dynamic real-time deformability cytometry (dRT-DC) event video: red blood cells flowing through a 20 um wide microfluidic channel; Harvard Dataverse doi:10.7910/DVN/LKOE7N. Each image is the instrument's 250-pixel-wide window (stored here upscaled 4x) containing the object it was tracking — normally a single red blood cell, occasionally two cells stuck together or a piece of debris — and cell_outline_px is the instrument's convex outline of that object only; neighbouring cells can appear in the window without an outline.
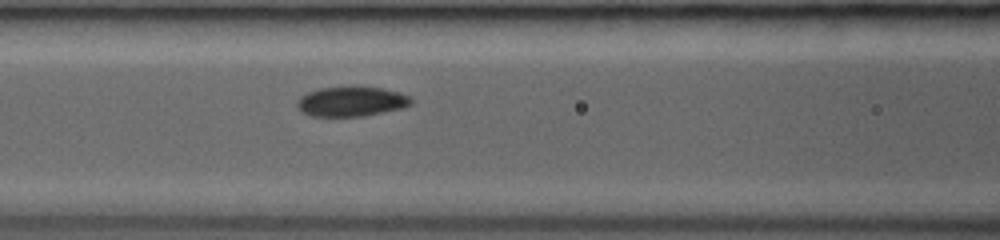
{"species": "common noctule bat (a hibernating species)", "species_latin": "Nyctalus noctula", "temperature_condition": "room temperature", "stored_images_in_passage": 15, "camera_frame_rate_fps": 3000, "um_per_image_px": 0.085, "animal": {"sex": "female", "body_mass_g": 19.0, "forearm_length_mm": 53.3}, "frame": {"image": 1, "passage_image": 15, "time_ms": 5.0, "image_size_px": [1000, 240], "cell_outline_px": [[412, 104], [404, 108], [364, 116], [308, 116], [300, 112], [296, 108], [296, 100], [300, 96], [308, 92], [320, 88], [356, 84], [384, 88], [408, 96], [412, 100]], "centroid_in_image_um": [29.82, 8.6], "position_along_channel_um": 136.8, "area_um2": 20.58}}